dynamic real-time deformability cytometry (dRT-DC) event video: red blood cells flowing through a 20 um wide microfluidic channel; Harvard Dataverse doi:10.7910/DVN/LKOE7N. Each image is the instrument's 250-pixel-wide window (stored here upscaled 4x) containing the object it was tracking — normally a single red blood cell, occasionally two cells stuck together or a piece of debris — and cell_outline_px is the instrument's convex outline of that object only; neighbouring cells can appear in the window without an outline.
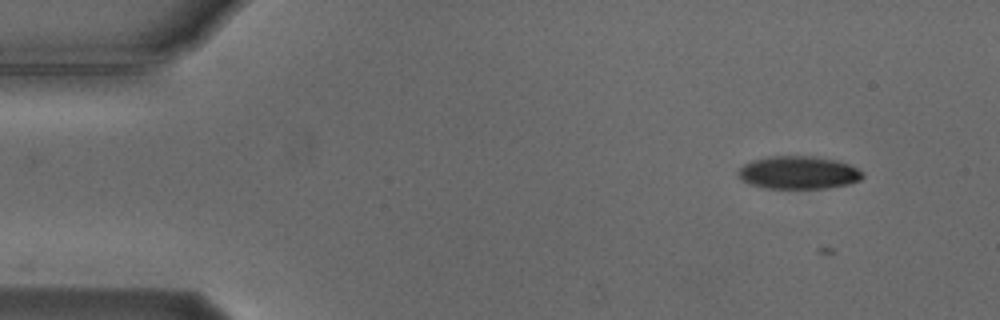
{"species": "Egyptian fruit bat (a non-hibernating species)", "species_latin": "Rousettus aegyptiacus", "temperature_condition": "cold", "stored_images_in_passage": 3, "camera_frame_rate_fps": 3000, "um_per_image_px": 0.085, "animal": {"sex": "male"}, "frame": {"image": 1, "passage_image": 2, "time_ms": 0.333, "image_size_px": [1000, 320], "cell_outline_px": [[864, 176], [860, 180], [848, 184], [828, 188], [764, 188], [748, 184], [740, 180], [736, 176], [736, 172], [744, 164], [752, 160], [772, 156], [812, 156], [836, 160], [848, 164], [864, 172]], "centroid_in_image_um": [67.83, 14.68], "position_along_channel_um": 17.2, "area_um2": 24.04}}